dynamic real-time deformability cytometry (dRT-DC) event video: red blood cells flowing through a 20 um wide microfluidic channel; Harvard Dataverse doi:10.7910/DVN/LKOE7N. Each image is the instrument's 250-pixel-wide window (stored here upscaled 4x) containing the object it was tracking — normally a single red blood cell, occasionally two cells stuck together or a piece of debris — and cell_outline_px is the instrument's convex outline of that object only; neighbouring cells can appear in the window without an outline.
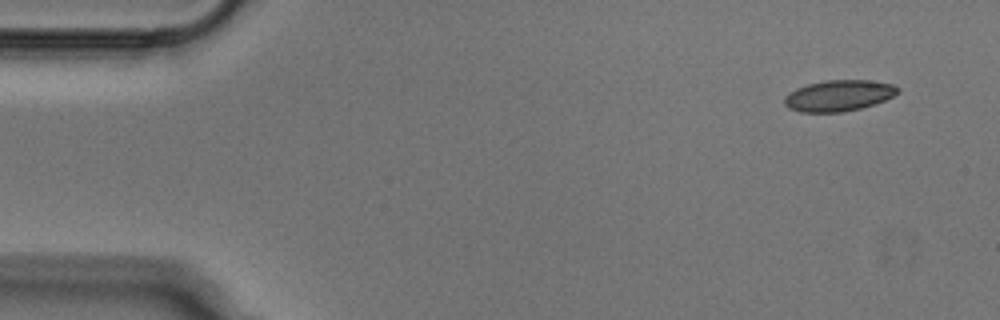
{"species": "Egyptian fruit bat (a non-hibernating species)", "species_latin": "Rousettus aegyptiacus", "temperature_condition": "cold", "stored_images_in_passage": 49, "camera_frame_rate_fps": 3000, "um_per_image_px": 0.085, "animal": {"sex": "male"}, "frame": {"image": 1, "passage_image": 1, "time_ms": 0.0, "image_size_px": [1000, 320], "cell_outline_px": [[900, 92], [884, 100], [860, 108], [844, 112], [800, 112], [788, 108], [784, 104], [784, 96], [788, 92], [796, 88], [808, 84], [824, 80], [868, 80], [892, 84], [900, 88]], "centroid_in_image_um": [71.25, 8.12], "position_along_channel_um": 13.7, "area_um2": 20.58}}
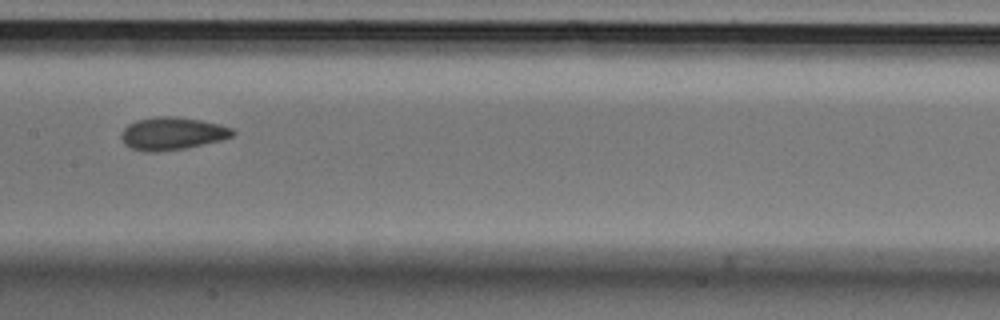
{"frame": {"image": 2, "passage_image": 23, "time_ms": 7.333, "image_size_px": [1000, 320], "cell_outline_px": [[236, 132], [232, 136], [220, 140], [184, 148], [156, 152], [144, 152], [132, 148], [124, 144], [120, 136], [120, 132], [128, 124], [136, 120], [156, 116], [176, 116], [200, 120], [220, 124], [232, 128]], "centroid_in_image_um": [14.6, 11.34], "position_along_channel_um": 192.8, "area_um2": 21.27}}
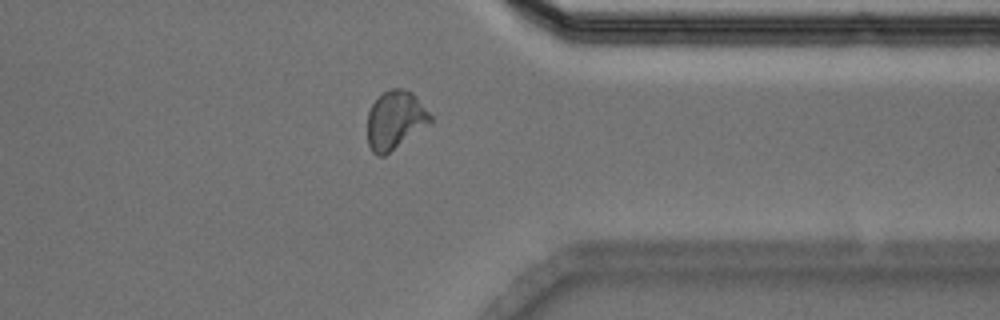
{"frame": {"image": 3, "passage_image": 38, "time_ms": 12.333, "image_size_px": [1000, 320], "cell_outline_px": [[432, 120], [428, 124], [384, 156], [376, 156], [372, 152], [368, 144], [368, 112], [372, 104], [384, 92], [392, 88], [400, 88], [412, 92], [416, 96], [432, 116]], "centroid_in_image_um": [33.57, 10.21], "position_along_channel_um": 377.8, "area_um2": 21.1}}